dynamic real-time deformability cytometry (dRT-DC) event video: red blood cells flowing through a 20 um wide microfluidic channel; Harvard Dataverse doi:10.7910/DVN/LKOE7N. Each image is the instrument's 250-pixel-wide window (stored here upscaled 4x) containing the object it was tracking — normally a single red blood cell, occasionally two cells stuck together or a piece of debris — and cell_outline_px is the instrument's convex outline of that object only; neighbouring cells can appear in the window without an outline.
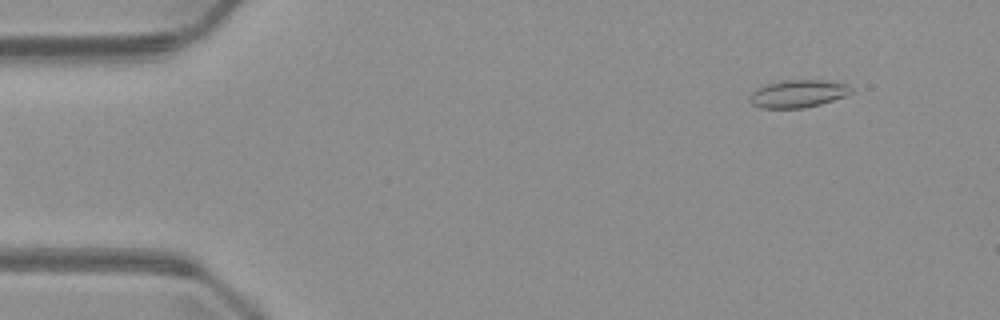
{"species": "common noctule bat (a hibernating species)", "species_latin": "Nyctalus noctula", "temperature_condition": "warm", "stored_images_in_passage": 5, "camera_frame_rate_fps": 3000, "um_per_image_px": 0.085, "animal": {"sex": "male", "body_mass_g": 23.1, "forearm_length_mm": 52.7}, "frame": {"image": 1, "passage_image": 2, "time_ms": 1.333, "image_size_px": [1000, 320], "cell_outline_px": [[852, 92], [844, 96], [820, 104], [804, 108], [760, 108], [752, 104], [748, 100], [748, 96], [756, 88], [764, 84], [780, 80], [824, 80], [848, 84], [852, 88]], "centroid_in_image_um": [67.78, 7.95], "position_along_channel_um": 17.2, "area_um2": 16.53}}